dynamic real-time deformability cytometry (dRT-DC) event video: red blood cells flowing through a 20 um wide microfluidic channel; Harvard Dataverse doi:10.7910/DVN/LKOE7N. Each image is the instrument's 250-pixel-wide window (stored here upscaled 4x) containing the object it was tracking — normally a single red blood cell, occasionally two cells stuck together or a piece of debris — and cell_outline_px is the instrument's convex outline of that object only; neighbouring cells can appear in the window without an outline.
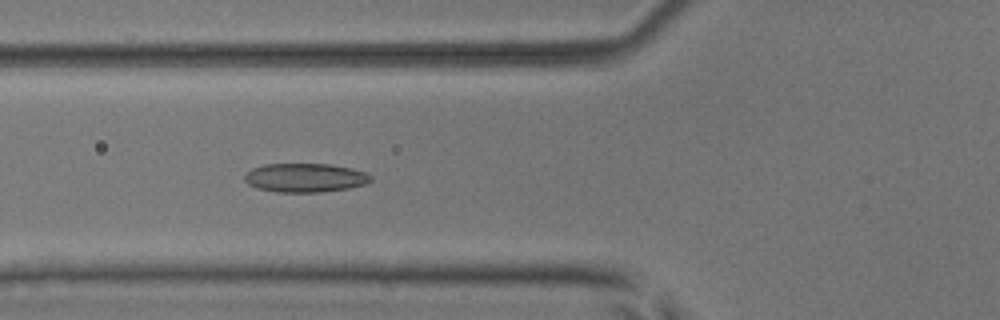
{"species": "common noctule bat (a hibernating species)", "species_latin": "Nyctalus noctula", "temperature_condition": "room temperature", "stored_images_in_passage": 43, "camera_frame_rate_fps": 3000, "um_per_image_px": 0.085, "animal": {"sex": "male", "body_mass_g": 17.9, "forearm_length_mm": 54.2}, "frame": {"image": 1, "passage_image": 10, "time_ms": 3.0, "image_size_px": [1000, 320], "cell_outline_px": [[372, 180], [364, 184], [348, 188], [320, 192], [276, 192], [256, 188], [248, 184], [244, 180], [244, 176], [252, 168], [264, 164], [332, 164], [352, 168], [364, 172], [372, 176]], "centroid_in_image_um": [25.92, 15.1], "position_along_channel_um": 99.9, "area_um2": 21.27}}
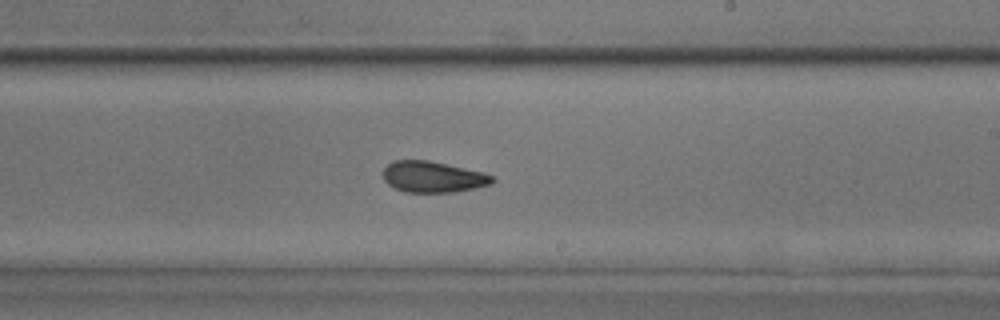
{"frame": {"image": 2, "passage_image": 22, "time_ms": 7.0, "image_size_px": [1000, 320], "cell_outline_px": [[496, 180], [492, 184], [452, 192], [404, 192], [388, 184], [384, 180], [384, 168], [392, 160], [428, 160], [484, 172], [492, 176]], "centroid_in_image_um": [36.8, 15.03], "position_along_channel_um": 252.2, "area_um2": 19.71}}
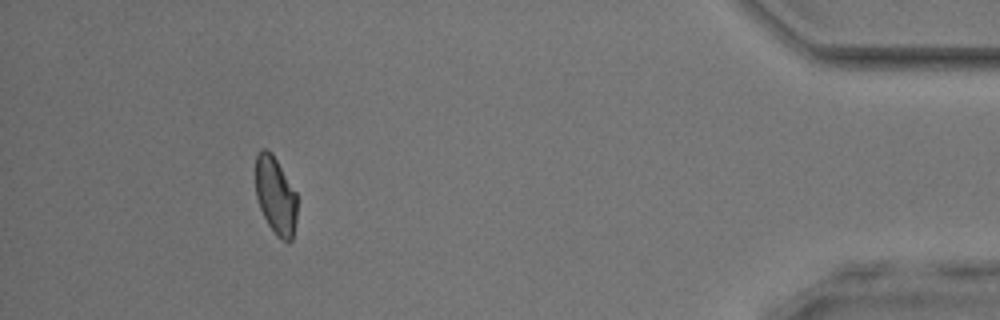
{"frame": {"image": 3, "passage_image": 39, "time_ms": 12.667, "image_size_px": [1000, 320], "cell_outline_px": [[296, 220], [292, 240], [288, 244], [280, 240], [276, 236], [268, 224], [260, 208], [256, 196], [256, 156], [260, 148], [268, 148], [272, 152], [296, 192]], "centroid_in_image_um": [23.42, 16.63], "position_along_channel_um": 411.8, "area_um2": 19.02}, "authors_computed_cell_mechanics": {"area_um2": 20.1144, "velocity_mm_per_s": 3.8154, "shape_relaxation_time_tau1_ms": 6.3169, "shape_relaxation_time_tau2_ms": 3.0671, "deformation_change_tau1": 0.1226, "deformation_change_tau2": 0.1045}}